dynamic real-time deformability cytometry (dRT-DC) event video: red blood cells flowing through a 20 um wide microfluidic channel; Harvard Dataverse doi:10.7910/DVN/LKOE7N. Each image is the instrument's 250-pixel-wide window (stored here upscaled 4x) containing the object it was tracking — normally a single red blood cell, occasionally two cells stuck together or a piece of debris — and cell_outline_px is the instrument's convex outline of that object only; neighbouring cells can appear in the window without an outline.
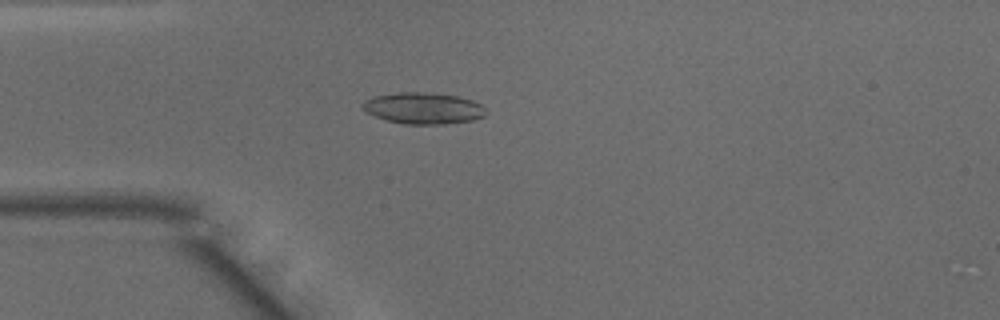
{"species": "common noctule bat (a hibernating species)", "species_latin": "Nyctalus noctula", "temperature_condition": "warm", "stored_images_in_passage": 48, "camera_frame_rate_fps": 3000, "um_per_image_px": 0.085, "animal": {"sex": "male", "body_mass_g": 15.6}, "frame": {"image": 1, "passage_image": 13, "time_ms": 4.0, "image_size_px": [1000, 320], "cell_outline_px": [[488, 112], [484, 116], [472, 120], [444, 124], [404, 124], [388, 120], [364, 112], [360, 104], [364, 100], [372, 96], [396, 92], [424, 92], [456, 96], [472, 100], [480, 104]], "centroid_in_image_um": [35.93, 9.19], "position_along_channel_um": 49.1, "area_um2": 22.66}}
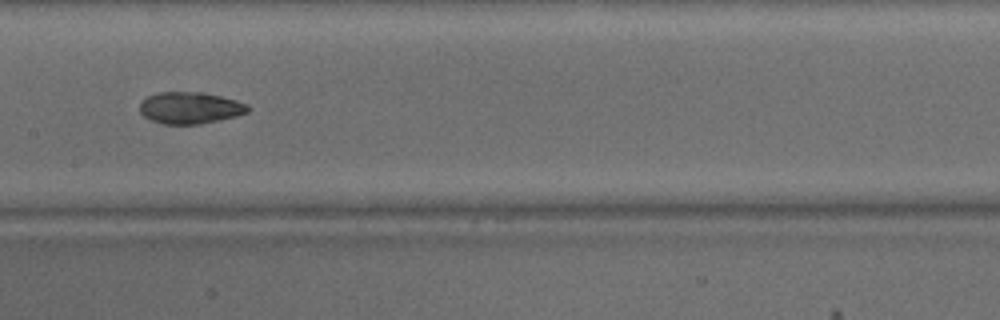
{"frame": {"image": 2, "passage_image": 24, "time_ms": 7.667, "image_size_px": [1000, 320], "cell_outline_px": [[252, 108], [248, 112], [236, 116], [200, 124], [160, 124], [148, 120], [140, 112], [140, 100], [148, 96], [160, 92], [204, 92], [236, 100], [248, 104]], "centroid_in_image_um": [16.14, 9.17], "position_along_channel_um": 191.3, "area_um2": 20.23}}
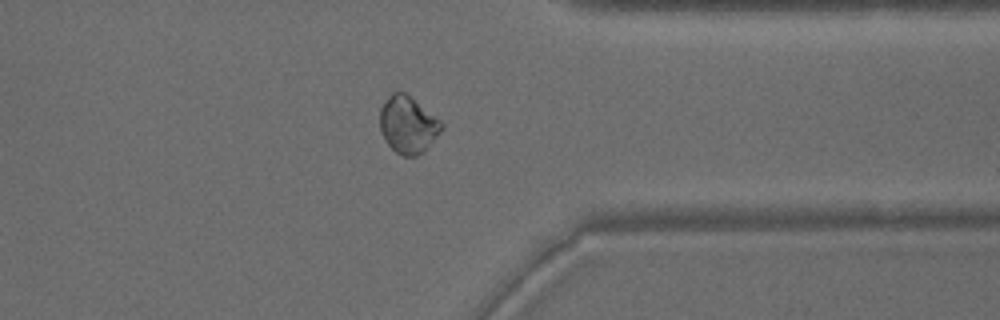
{"frame": {"image": 3, "passage_image": 38, "time_ms": 12.333, "image_size_px": [1000, 320], "cell_outline_px": [[444, 128], [424, 152], [416, 156], [404, 156], [396, 152], [388, 144], [380, 128], [380, 108], [388, 96], [392, 92], [404, 92], [440, 120], [444, 124]], "centroid_in_image_um": [34.68, 10.61], "position_along_channel_um": 376.7, "area_um2": 20.29}, "authors_computed_cell_mechanics": {"area_um2": 21.4438, "velocity_mm_per_s": 4.1222, "shape_relaxation_time_tau1_ms": 8.4229, "shape_relaxation_time_tau2_ms": 1.511, "deformation_change_tau1": 0.21, "deformation_change_tau2": 0.0593}}